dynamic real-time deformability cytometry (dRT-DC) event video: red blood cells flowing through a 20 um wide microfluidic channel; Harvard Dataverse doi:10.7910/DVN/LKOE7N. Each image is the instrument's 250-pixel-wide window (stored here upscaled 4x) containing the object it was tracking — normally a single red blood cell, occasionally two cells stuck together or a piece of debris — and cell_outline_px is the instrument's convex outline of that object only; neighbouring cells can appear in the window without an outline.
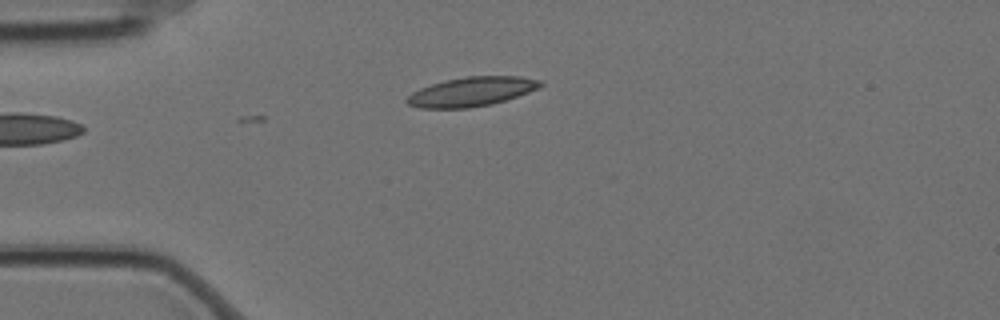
{"species": "Egyptian fruit bat (a non-hibernating species)", "species_latin": "Rousettus aegyptiacus", "temperature_condition": "cold", "stored_images_in_passage": 3, "camera_frame_rate_fps": 3000, "um_per_image_px": 0.085, "animal": {"sex": "female"}, "frame": {"image": 1, "passage_image": 3, "time_ms": 0.667, "image_size_px": [1000, 320], "cell_outline_px": [[544, 84], [540, 88], [492, 104], [468, 108], [420, 108], [408, 104], [404, 100], [412, 92], [420, 88], [432, 84], [448, 80], [468, 76], [516, 76], [540, 80]], "centroid_in_image_um": [40.07, 7.79], "position_along_channel_um": 44.9, "area_um2": 22.54}}